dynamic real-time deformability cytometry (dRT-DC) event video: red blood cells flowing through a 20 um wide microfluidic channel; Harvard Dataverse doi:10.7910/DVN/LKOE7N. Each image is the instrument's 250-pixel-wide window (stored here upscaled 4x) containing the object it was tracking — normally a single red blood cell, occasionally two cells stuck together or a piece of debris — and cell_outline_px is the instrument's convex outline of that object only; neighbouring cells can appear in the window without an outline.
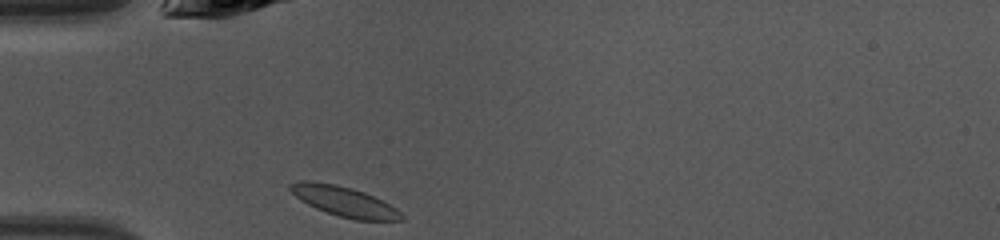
{"species": "common noctule bat (a hibernating species)", "species_latin": "Nyctalus noctula", "temperature_condition": "warm", "stored_images_in_passage": 34, "camera_frame_rate_fps": 3000, "um_per_image_px": 0.085, "animal": {"sex": "female", "body_mass_g": 10.0, "forearm_length_mm": 53.1}, "frame": {"image": 1, "passage_image": 1, "time_ms": 0.0, "image_size_px": [1000, 240], "cell_outline_px": [[404, 220], [356, 220], [340, 216], [316, 208], [300, 200], [288, 188], [288, 184], [300, 180], [308, 180], [336, 184], [352, 188], [364, 192], [396, 208], [404, 216]], "centroid_in_image_um": [29.22, 17.1], "position_along_channel_um": 55.8, "area_um2": 19.19}}
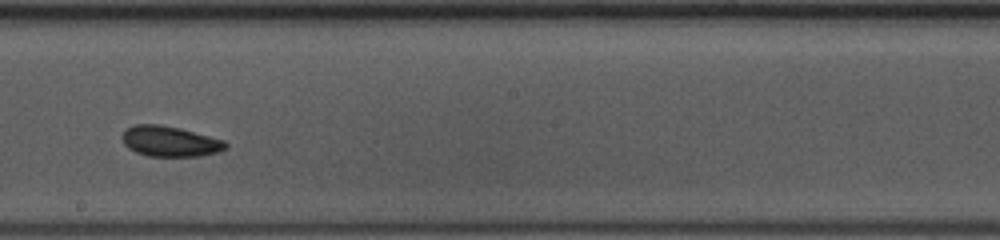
{"frame": {"image": 2, "passage_image": 14, "time_ms": 4.333, "image_size_px": [1000, 240], "cell_outline_px": [[228, 148], [220, 152], [200, 156], [148, 156], [136, 152], [128, 148], [124, 144], [124, 132], [128, 128], [136, 124], [160, 124], [180, 128], [224, 140], [228, 144]], "centroid_in_image_um": [14.5, 12.02], "position_along_channel_um": 233.7, "area_um2": 18.32}}
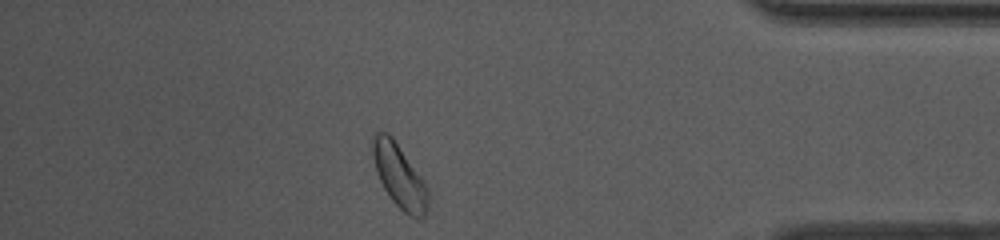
{"frame": {"image": 3, "passage_image": 28, "time_ms": 9.0, "image_size_px": [1000, 240], "cell_outline_px": [[428, 204], [424, 216], [412, 216], [404, 212], [392, 200], [384, 188], [376, 172], [372, 152], [372, 132], [388, 132], [392, 136], [420, 176], [428, 188]], "centroid_in_image_um": [33.91, 14.91], "position_along_channel_um": 401.3, "area_um2": 20.11}, "authors_computed_cell_mechanics": {"area_um2": 18.6694, "velocity_mm_per_s": 4.2743, "shape_relaxation_time_tau1_ms": 10.7521, "shape_relaxation_time_tau2_ms": 2.0404, "deformation_change_tau1": 0.3098, "deformation_change_tau2": 0.0763}}